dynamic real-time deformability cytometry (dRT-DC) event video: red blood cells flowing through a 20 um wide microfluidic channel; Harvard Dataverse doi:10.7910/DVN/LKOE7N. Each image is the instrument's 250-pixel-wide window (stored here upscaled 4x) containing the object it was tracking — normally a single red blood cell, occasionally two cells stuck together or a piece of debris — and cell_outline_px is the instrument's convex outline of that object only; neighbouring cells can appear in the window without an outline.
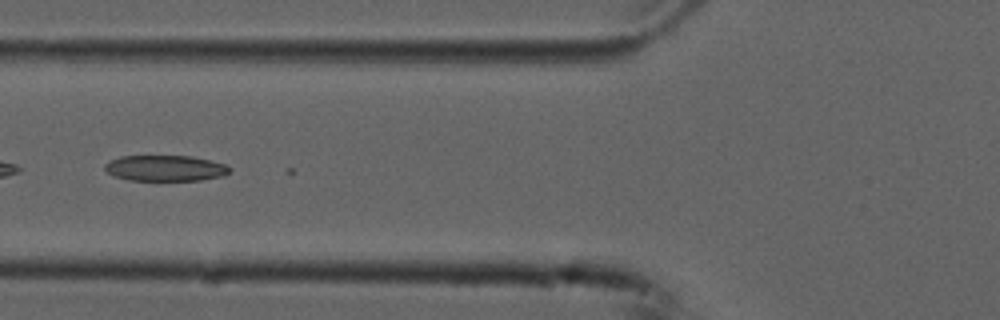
{"species": "common noctule bat (a hibernating species)", "species_latin": "Nyctalus noctula", "temperature_condition": "cold", "stored_images_in_passage": 3, "camera_frame_rate_fps": 3000, "um_per_image_px": 0.085, "animal": {"sex": "male", "forearm_length_mm": 52.5}, "frame": {"image": 1, "passage_image": 3, "time_ms": 0.667, "image_size_px": [1000, 320], "cell_outline_px": [[232, 172], [224, 176], [200, 180], [128, 180], [112, 176], [104, 168], [104, 164], [108, 160], [120, 156], [192, 156], [228, 164], [232, 168]], "centroid_in_image_um": [14.08, 14.29], "position_along_channel_um": 111.7, "area_um2": 19.13}}